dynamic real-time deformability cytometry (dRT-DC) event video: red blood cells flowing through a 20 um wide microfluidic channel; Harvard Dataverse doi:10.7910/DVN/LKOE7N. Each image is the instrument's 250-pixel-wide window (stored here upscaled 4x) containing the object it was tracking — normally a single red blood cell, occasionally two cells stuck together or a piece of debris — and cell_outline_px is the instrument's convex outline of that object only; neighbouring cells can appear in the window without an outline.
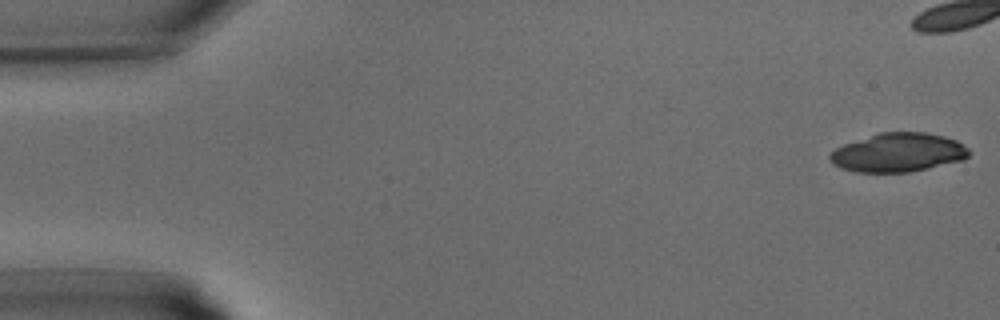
{"species": "common noctule bat (a hibernating species)", "species_latin": "Nyctalus noctula", "temperature_condition": "warm", "stored_images_in_passage": 26, "camera_frame_rate_fps": 3000, "um_per_image_px": 0.085, "animal": {"sex": "male", "body_mass_g": 15.6}, "frame": {"image": 1, "passage_image": 1, "time_ms": 0.0, "image_size_px": [1000, 320], "cell_outline_px": [[968, 152], [964, 156], [920, 168], [896, 172], [872, 172], [848, 168], [840, 164], [832, 156], [840, 148], [852, 144], [880, 136], [896, 132], [908, 132], [936, 136], [952, 140], [960, 144]], "centroid_in_image_um": [76.38, 12.97], "position_along_channel_um": 8.6, "area_um2": 27.05}}